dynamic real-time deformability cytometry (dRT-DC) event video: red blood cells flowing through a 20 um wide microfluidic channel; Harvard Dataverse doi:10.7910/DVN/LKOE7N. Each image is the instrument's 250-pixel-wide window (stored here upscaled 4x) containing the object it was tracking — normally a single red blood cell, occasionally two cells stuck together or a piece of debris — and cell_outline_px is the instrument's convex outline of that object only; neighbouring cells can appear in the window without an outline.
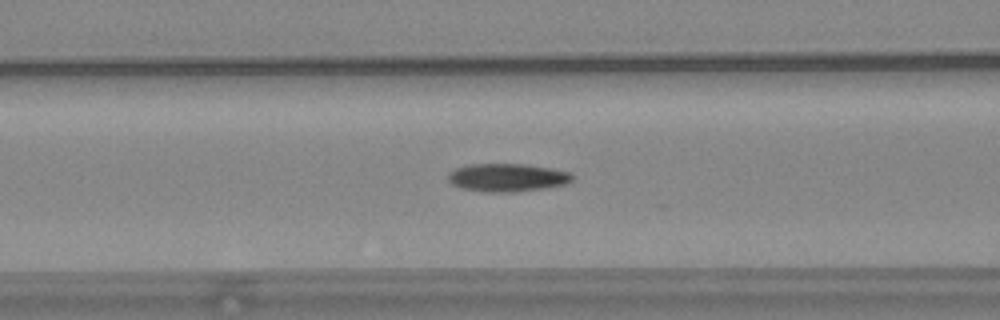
{"species": "common noctule bat (a hibernating species)", "species_latin": "Nyctalus noctula", "temperature_condition": "warm", "stored_images_in_passage": 56, "camera_frame_rate_fps": 3000, "um_per_image_px": 0.085, "animal": {"sex": "female", "body_mass_g": 24.6, "forearm_length_mm": 56.2}, "frame": {"image": 1, "passage_image": 23, "time_ms": 7.333, "image_size_px": [1000, 320], "cell_outline_px": [[572, 180], [568, 184], [544, 188], [512, 192], [484, 192], [460, 188], [452, 184], [448, 180], [448, 172], [456, 168], [468, 164], [524, 164], [572, 172]], "centroid_in_image_um": [43.09, 15.09], "position_along_channel_um": 123.5, "area_um2": 20.4}}
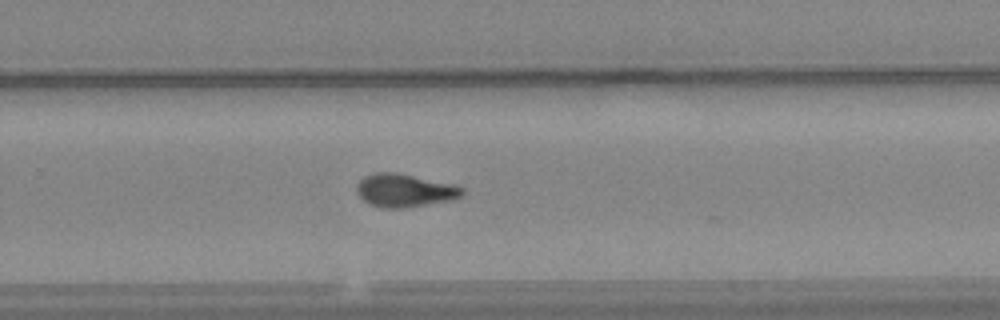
{"frame": {"image": 2, "passage_image": 37, "time_ms": 12.0, "image_size_px": [1000, 320], "cell_outline_px": [[464, 192], [456, 200], [404, 208], [384, 208], [368, 204], [356, 192], [356, 184], [364, 176], [376, 172], [396, 172], [456, 184], [464, 188]], "centroid_in_image_um": [34.42, 16.19], "position_along_channel_um": 295.4, "area_um2": 20.75}}
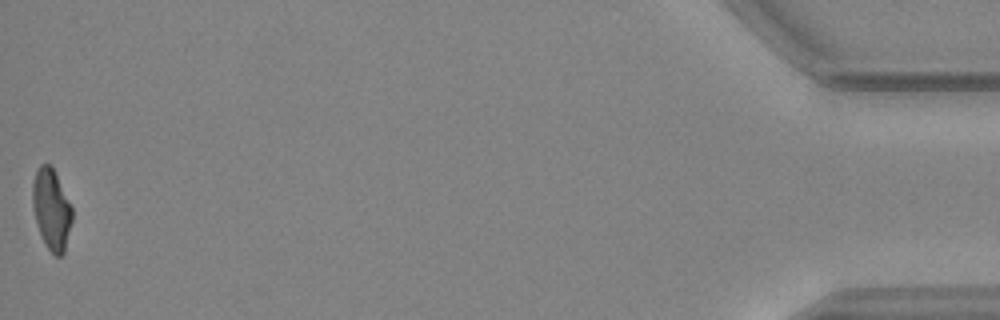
{"frame": {"image": 3, "passage_image": 56, "time_ms": 18.333, "image_size_px": [1000, 320], "cell_outline_px": [[72, 220], [64, 252], [60, 256], [56, 256], [48, 248], [40, 232], [36, 220], [32, 204], [32, 184], [36, 172], [40, 164], [52, 164], [72, 208]], "centroid_in_image_um": [4.37, 17.74], "position_along_channel_um": 430.8, "area_um2": 18.38}, "authors_computed_cell_mechanics": {"area_um2": 19.5942, "velocity_mm_per_s": 3.6851, "shape_relaxation_time_tau1_ms": null, "shape_relaxation_time_tau2_ms": 3.2603, "deformation_change_tau1": null, "deformation_change_tau2": 0.0956}}